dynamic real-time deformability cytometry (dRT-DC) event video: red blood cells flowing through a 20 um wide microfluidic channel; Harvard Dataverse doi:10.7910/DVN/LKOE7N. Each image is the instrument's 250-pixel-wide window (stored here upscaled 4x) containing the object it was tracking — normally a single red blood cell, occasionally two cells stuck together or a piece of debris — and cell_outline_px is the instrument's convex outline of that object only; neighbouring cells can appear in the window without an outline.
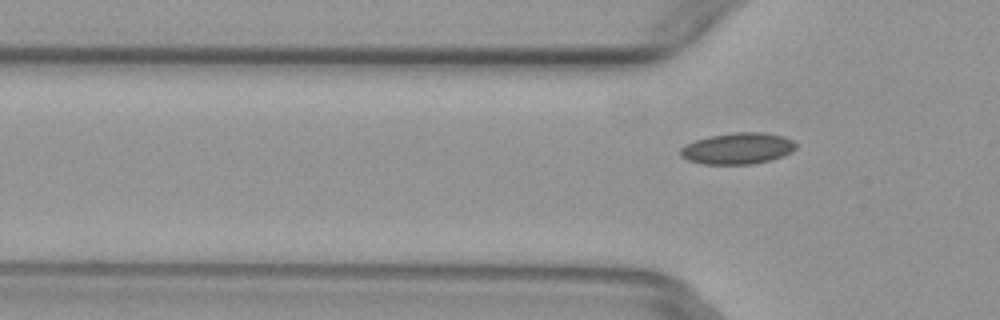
{"species": "common noctule bat (a hibernating species)", "species_latin": "Nyctalus noctula", "temperature_condition": "warm", "stored_images_in_passage": 6, "camera_frame_rate_fps": 3000, "um_per_image_px": 0.085, "animal": {"sex": "female", "body_mass_g": 29.2, "forearm_length_mm": 56.3}, "frame": {"image": 1, "passage_image": 4, "time_ms": 1.0, "image_size_px": [1000, 320], "cell_outline_px": [[796, 148], [792, 152], [772, 160], [752, 164], [704, 164], [688, 160], [680, 156], [680, 148], [684, 144], [708, 136], [736, 132], [764, 132], [784, 136], [792, 140], [796, 144]], "centroid_in_image_um": [62.7, 12.61], "position_along_channel_um": 63.1, "area_um2": 21.27}}
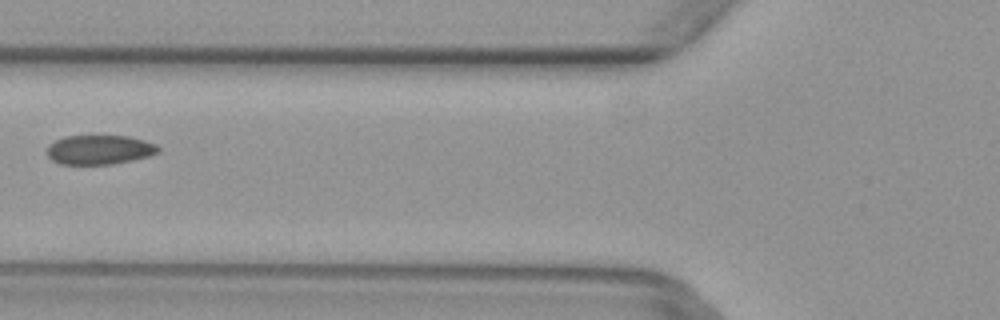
{"frame": {"image": 2, "passage_image": 5, "time_ms": 1.333, "image_size_px": [1000, 320], "cell_outline_px": [[160, 152], [148, 156], [132, 160], [112, 164], [60, 164], [52, 160], [48, 156], [48, 144], [64, 136], [128, 136], [144, 140], [156, 144], [160, 148]], "centroid_in_image_um": [8.46, 12.72], "position_along_channel_um": 117.3, "area_um2": 19.02}}
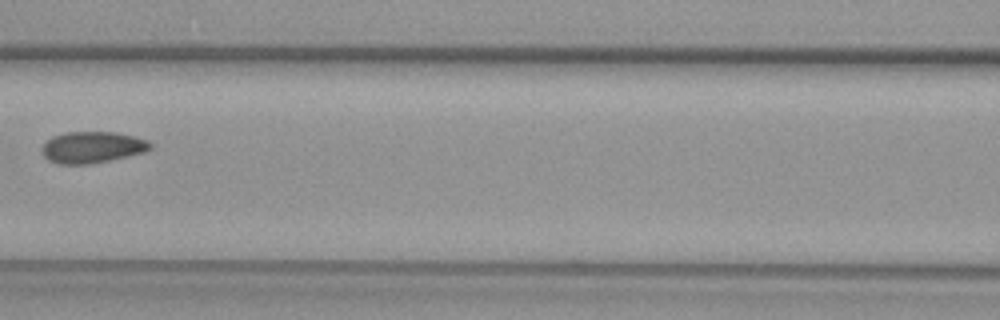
{"frame": {"image": 3, "passage_image": 6, "time_ms": 1.667, "image_size_px": [1000, 320], "cell_outline_px": [[152, 148], [144, 152], [128, 156], [88, 164], [56, 164], [48, 160], [40, 152], [40, 148], [52, 136], [64, 132], [116, 132], [148, 140], [152, 144]], "centroid_in_image_um": [7.8, 12.51], "position_along_channel_um": 158.8, "area_um2": 19.94}}